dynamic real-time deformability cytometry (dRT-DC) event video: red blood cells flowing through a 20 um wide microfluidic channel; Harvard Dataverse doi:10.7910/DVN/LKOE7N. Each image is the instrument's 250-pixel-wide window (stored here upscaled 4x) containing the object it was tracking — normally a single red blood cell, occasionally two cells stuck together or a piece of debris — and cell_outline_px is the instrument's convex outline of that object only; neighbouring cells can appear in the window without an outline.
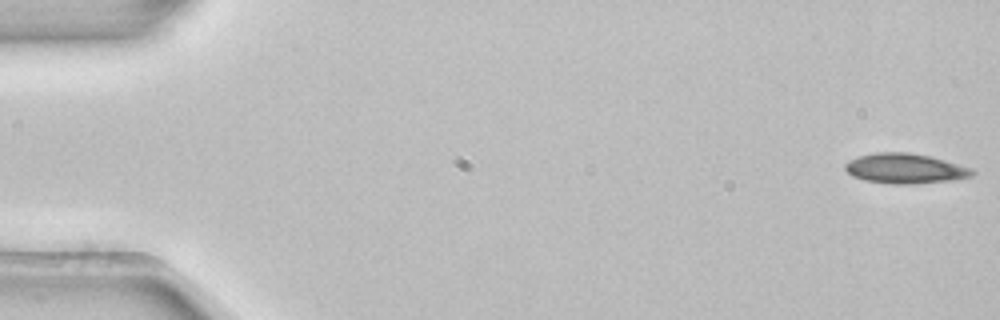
{"species": "common noctule bat (a hibernating species)", "species_latin": "Nyctalus noctula", "temperature_condition": "room temperature", "stored_images_in_passage": 54, "camera_frame_rate_fps": 3000, "um_per_image_px": 0.085, "animal": {"sex": "female", "body_mass_g": 22.7, "forearm_length_mm": 54.2}, "frame": {"image": 1, "passage_image": 1, "time_ms": 0.0, "image_size_px": [1000, 320], "cell_outline_px": [[976, 172], [972, 176], [952, 180], [912, 184], [892, 184], [864, 180], [852, 176], [844, 168], [844, 164], [848, 160], [856, 156], [876, 152], [908, 152], [928, 156], [944, 160], [972, 168]], "centroid_in_image_um": [76.9, 14.32], "position_along_channel_um": 8.1, "area_um2": 22.31}}
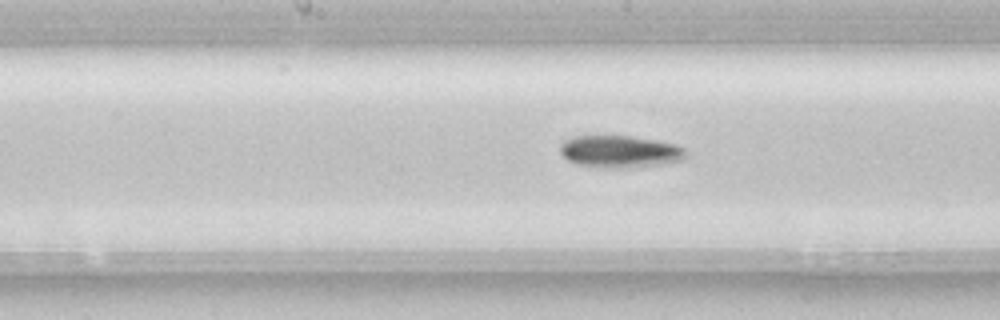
{"frame": {"image": 2, "passage_image": 27, "time_ms": 8.667, "image_size_px": [1000, 320], "cell_outline_px": [[688, 156], [684, 160], [636, 168], [604, 168], [576, 164], [568, 160], [560, 152], [560, 144], [564, 140], [576, 136], [628, 136], [656, 140], [676, 144], [684, 148], [688, 152]], "centroid_in_image_um": [52.73, 12.9], "position_along_channel_um": 195.5, "area_um2": 23.87}}
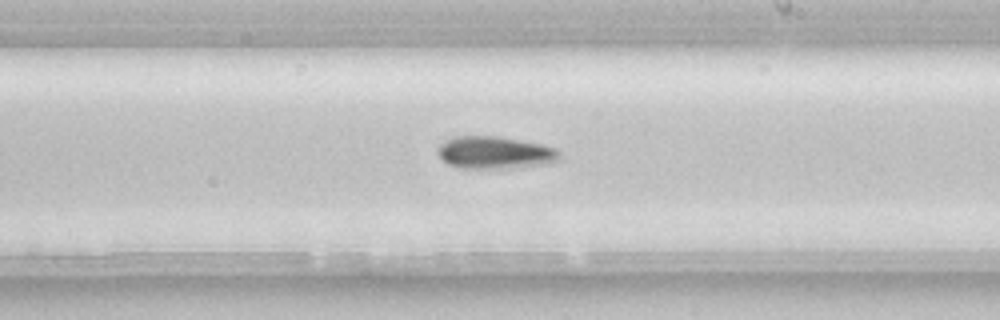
{"frame": {"image": 3, "passage_image": 31, "time_ms": 10.0, "image_size_px": [1000, 320], "cell_outline_px": [[560, 156], [556, 160], [548, 164], [512, 168], [460, 168], [448, 164], [436, 152], [436, 148], [444, 140], [456, 136], [496, 136], [520, 140], [540, 144], [556, 148], [560, 152]], "centroid_in_image_um": [42.04, 12.97], "position_along_channel_um": 247.0, "area_um2": 23.06}, "authors_computed_cell_mechanics": {"area_um2": 21.8773, "velocity_mm_per_s": 3.8779, "shape_relaxation_time_tau1_ms": 3.3881, "shape_relaxation_time_tau2_ms": null, "deformation_change_tau1": 0.0879, "deformation_change_tau2": null}}